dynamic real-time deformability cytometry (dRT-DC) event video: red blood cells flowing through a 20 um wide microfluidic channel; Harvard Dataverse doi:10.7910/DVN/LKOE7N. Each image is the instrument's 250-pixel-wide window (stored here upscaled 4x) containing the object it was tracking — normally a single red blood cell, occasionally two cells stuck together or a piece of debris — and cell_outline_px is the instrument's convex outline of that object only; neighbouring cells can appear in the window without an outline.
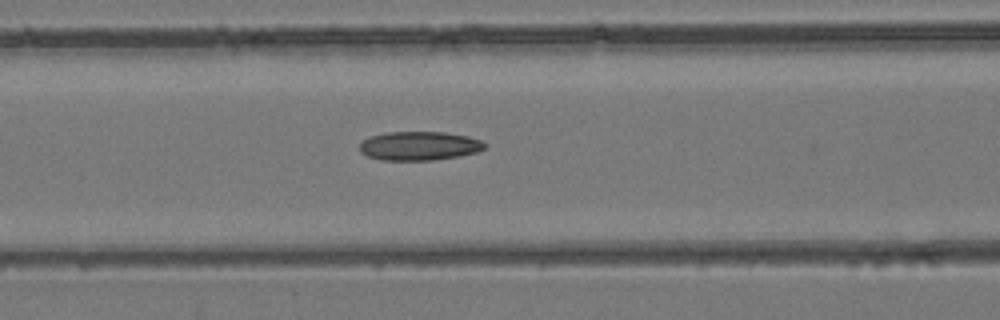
{"species": "common noctule bat (a hibernating species)", "species_latin": "Nyctalus noctula", "temperature_condition": "room temperature", "stored_images_in_passage": 45, "camera_frame_rate_fps": 3000, "um_per_image_px": 0.085, "animal": {"sex": "female", "body_mass_g": 24.6, "forearm_length_mm": 56.2}, "frame": {"image": 1, "passage_image": 19, "time_ms": 6.0, "image_size_px": [1000, 320], "cell_outline_px": [[488, 144], [484, 148], [476, 152], [460, 156], [432, 160], [380, 160], [368, 156], [360, 152], [360, 144], [368, 136], [388, 132], [444, 132], [468, 136], [480, 140]], "centroid_in_image_um": [35.63, 12.4], "position_along_channel_um": 131.0, "area_um2": 21.1}}
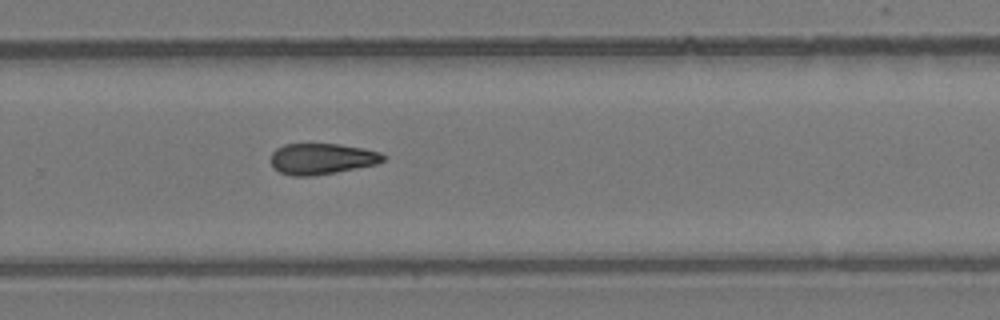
{"frame": {"image": 2, "passage_image": 30, "time_ms": 9.667, "image_size_px": [1000, 320], "cell_outline_px": [[384, 160], [376, 164], [336, 172], [312, 176], [292, 176], [280, 172], [272, 168], [272, 152], [276, 148], [284, 144], [340, 144], [364, 148], [380, 152], [384, 156]], "centroid_in_image_um": [27.33, 13.49], "position_along_channel_um": 302.5, "area_um2": 20.29}}
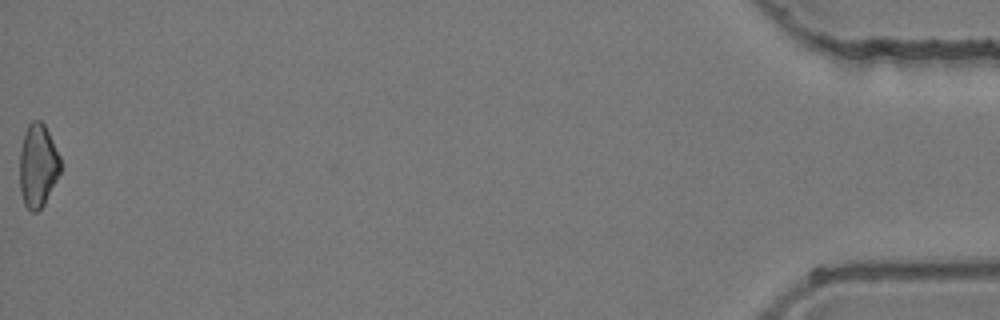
{"frame": {"image": 3, "passage_image": 45, "time_ms": 14.667, "image_size_px": [1000, 320], "cell_outline_px": [[60, 172], [44, 204], [36, 212], [32, 212], [24, 204], [20, 192], [20, 152], [24, 132], [28, 124], [32, 120], [40, 120], [44, 124], [60, 156]], "centroid_in_image_um": [3.2, 14.07], "position_along_channel_um": 432.0, "area_um2": 19.65}}